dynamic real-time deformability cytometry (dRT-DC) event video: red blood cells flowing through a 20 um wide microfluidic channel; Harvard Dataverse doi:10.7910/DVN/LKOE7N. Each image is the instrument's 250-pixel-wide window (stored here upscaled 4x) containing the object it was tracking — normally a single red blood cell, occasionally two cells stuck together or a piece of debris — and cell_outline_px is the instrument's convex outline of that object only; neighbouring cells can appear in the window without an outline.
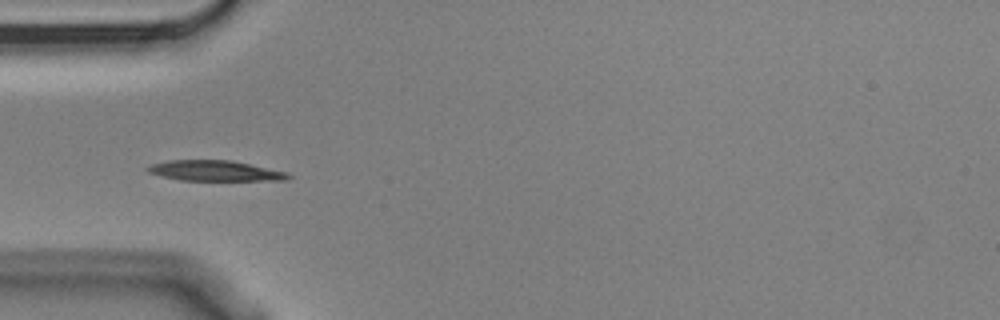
{"species": "Egyptian fruit bat (a non-hibernating species)", "species_latin": "Rousettus aegyptiacus", "temperature_condition": "cold", "stored_images_in_passage": 11, "camera_frame_rate_fps": 3000, "um_per_image_px": 0.085, "animal": {"sex": "male"}, "frame": {"image": 1, "passage_image": 4, "time_ms": 1.0, "image_size_px": [1000, 320], "cell_outline_px": [[292, 176], [288, 180], [180, 180], [160, 176], [148, 172], [144, 168], [148, 164], [168, 160], [232, 160], [288, 172]], "centroid_in_image_um": [18.24, 14.51], "position_along_channel_um": 66.8, "area_um2": 16.94}}
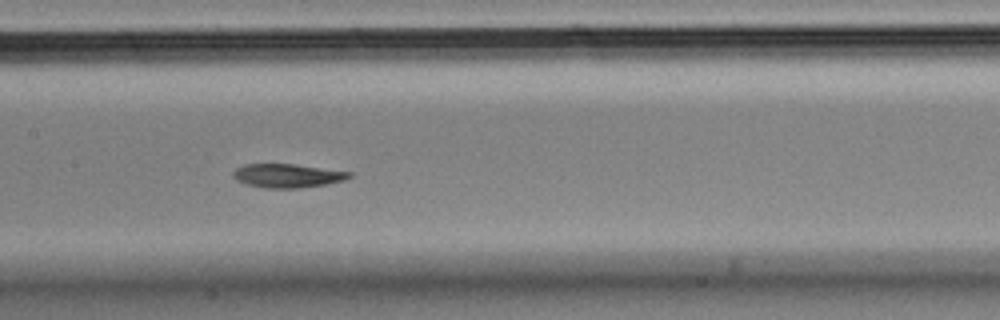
{"frame": {"image": 2, "passage_image": 7, "time_ms": 2.0, "image_size_px": [1000, 320], "cell_outline_px": [[352, 176], [344, 180], [324, 184], [300, 188], [264, 188], [248, 184], [236, 180], [232, 176], [232, 172], [236, 168], [244, 164], [292, 164], [352, 172]], "centroid_in_image_um": [24.4, 14.93], "position_along_channel_um": 183.0, "area_um2": 15.95}}
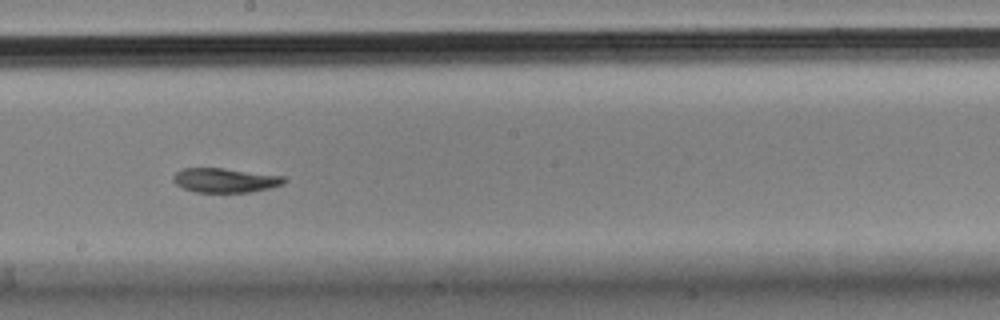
{"frame": {"image": 3, "passage_image": 8, "time_ms": 2.333, "image_size_px": [1000, 320], "cell_outline_px": [[288, 180], [284, 184], [268, 188], [248, 192], [196, 192], [184, 188], [176, 184], [172, 180], [172, 176], [176, 172], [184, 168], [220, 168], [284, 176]], "centroid_in_image_um": [19.13, 15.32], "position_along_channel_um": 229.1, "area_um2": 15.61}}